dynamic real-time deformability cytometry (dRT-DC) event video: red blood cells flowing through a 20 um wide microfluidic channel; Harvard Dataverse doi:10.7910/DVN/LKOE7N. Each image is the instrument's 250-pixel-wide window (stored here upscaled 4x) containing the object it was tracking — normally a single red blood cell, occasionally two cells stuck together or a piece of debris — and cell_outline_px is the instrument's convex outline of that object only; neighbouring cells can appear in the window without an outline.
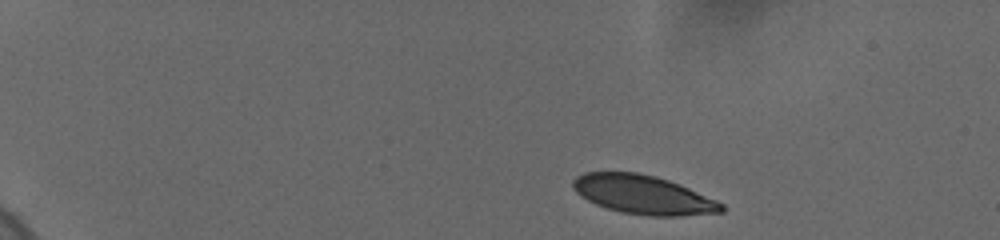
{"species": "human", "species_latin": "Homo sapiens", "temperature_condition": "cold", "stored_images_in_passage": 24, "camera_frame_rate_fps": 3000, "um_per_image_px": 0.085, "donor": {"sex": "female"}, "frame": {"image": 1, "passage_image": 1, "time_ms": 0.0, "image_size_px": [1000, 240], "cell_outline_px": [[724, 212], [680, 216], [648, 216], [620, 212], [596, 204], [580, 196], [572, 188], [572, 180], [576, 176], [584, 172], [636, 172], [656, 176], [680, 184], [716, 200], [724, 204]], "centroid_in_image_um": [54.66, 16.55], "position_along_channel_um": 30.3, "area_um2": 33.76}}
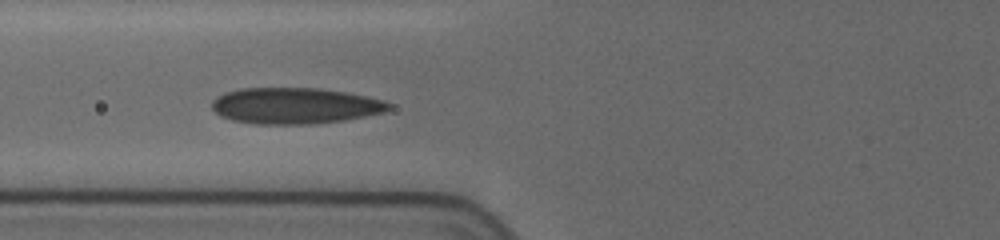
{"frame": {"image": 2, "passage_image": 21, "time_ms": 5.0, "image_size_px": [1000, 240], "cell_outline_px": [[392, 108], [384, 112], [344, 120], [316, 124], [256, 124], [232, 120], [220, 116], [212, 108], [212, 100], [216, 96], [224, 92], [240, 88], [316, 88], [344, 92], [384, 100], [392, 104]], "centroid_in_image_um": [25.04, 8.99], "position_along_channel_um": 100.8, "area_um2": 37.34}}
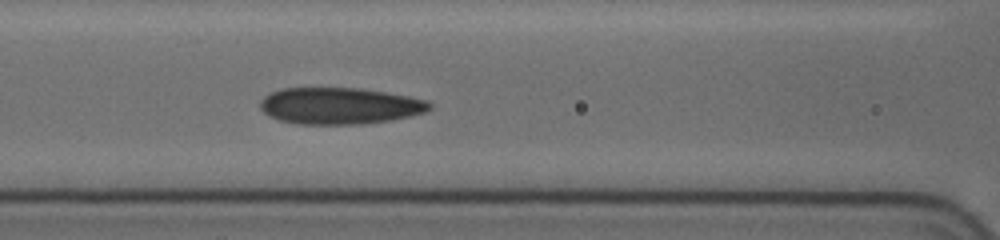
{"frame": {"image": 3, "passage_image": 24, "time_ms": 6.0, "image_size_px": [1000, 240], "cell_outline_px": [[432, 108], [424, 112], [412, 116], [392, 120], [364, 124], [296, 124], [280, 120], [268, 116], [260, 108], [260, 100], [264, 96], [280, 88], [360, 88], [408, 96], [428, 100], [432, 104]], "centroid_in_image_um": [28.88, 9.0], "position_along_channel_um": 137.7, "area_um2": 36.36}}